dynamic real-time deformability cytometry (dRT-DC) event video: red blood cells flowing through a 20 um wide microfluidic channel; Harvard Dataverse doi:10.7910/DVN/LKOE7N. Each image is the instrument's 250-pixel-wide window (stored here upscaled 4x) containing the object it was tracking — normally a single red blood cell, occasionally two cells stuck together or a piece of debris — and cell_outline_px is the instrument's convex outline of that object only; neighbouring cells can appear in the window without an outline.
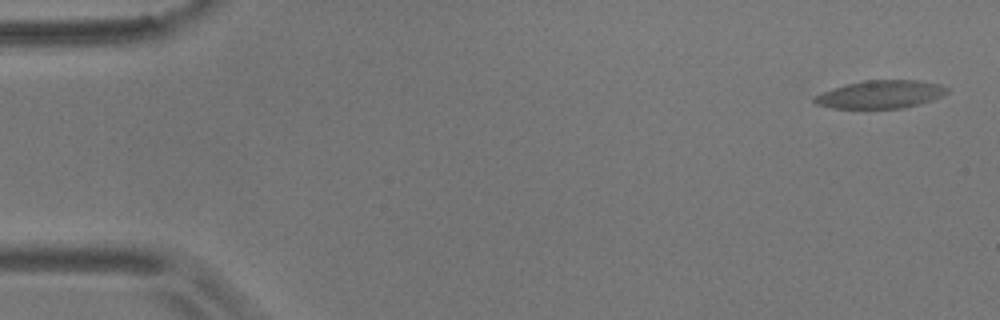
{"species": "common noctule bat (a hibernating species)", "species_latin": "Nyctalus noctula", "temperature_condition": "room temperature", "stored_images_in_passage": 9, "camera_frame_rate_fps": 3000, "um_per_image_px": 0.085, "animal": {"sex": "male", "body_mass_g": 17.9}, "frame": {"image": 1, "passage_image": 1, "time_ms": 0.0, "image_size_px": [1000, 320], "cell_outline_px": [[948, 92], [932, 100], [904, 108], [832, 108], [816, 104], [812, 100], [816, 96], [824, 92], [848, 84], [864, 80], [916, 80], [936, 84], [948, 88]], "centroid_in_image_um": [74.85, 8.03], "position_along_channel_um": 10.2, "area_um2": 21.15}}
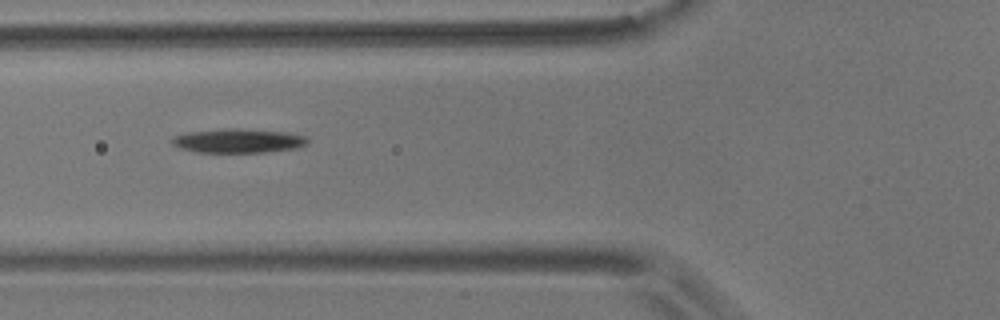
{"frame": {"image": 2, "passage_image": 6, "time_ms": 6.667, "image_size_px": [1000, 320], "cell_outline_px": [[308, 144], [296, 148], [264, 152], [196, 152], [180, 148], [172, 144], [172, 140], [176, 136], [188, 132], [228, 128], [236, 128], [288, 132], [308, 136]], "centroid_in_image_um": [20.31, 11.96], "position_along_channel_um": 105.5, "area_um2": 19.02}}
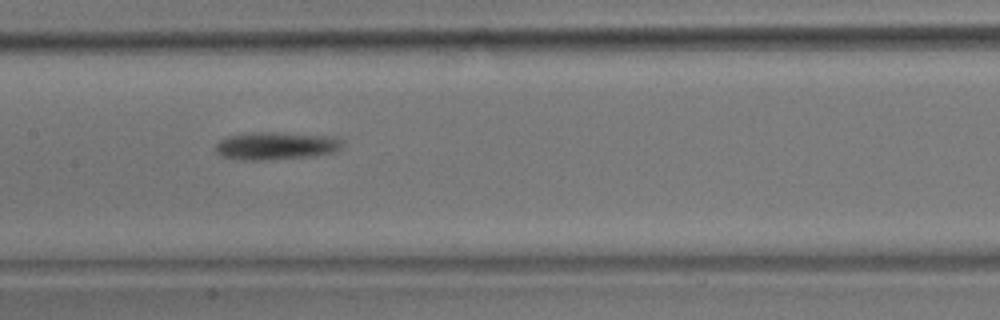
{"frame": {"image": 3, "passage_image": 8, "time_ms": 9.0, "image_size_px": [1000, 320], "cell_outline_px": [[344, 148], [336, 152], [312, 156], [264, 160], [244, 160], [224, 156], [216, 152], [216, 144], [224, 136], [252, 132], [276, 132], [336, 136], [344, 140]], "centroid_in_image_um": [23.54, 12.38], "position_along_channel_um": 183.9, "area_um2": 20.87}}